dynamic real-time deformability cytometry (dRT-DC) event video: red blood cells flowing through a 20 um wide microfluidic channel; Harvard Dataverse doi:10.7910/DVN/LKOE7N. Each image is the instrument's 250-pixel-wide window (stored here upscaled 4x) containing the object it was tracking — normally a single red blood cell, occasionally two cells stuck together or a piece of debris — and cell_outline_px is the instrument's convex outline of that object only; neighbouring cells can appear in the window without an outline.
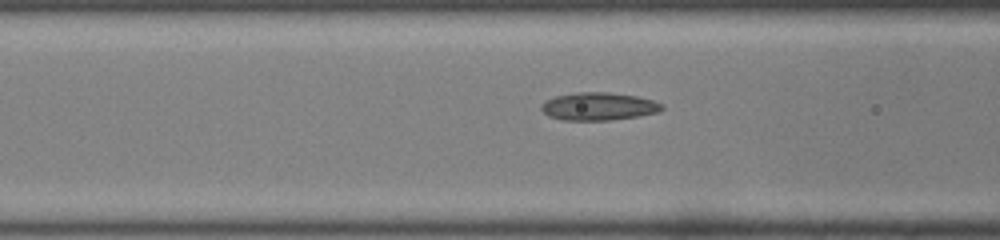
{"species": "common noctule bat (a hibernating species)", "species_latin": "Nyctalus noctula", "temperature_condition": "room temperature", "stored_images_in_passage": 26, "camera_frame_rate_fps": 3000, "um_per_image_px": 0.085, "animal": {"sex": "male", "body_mass_g": 19.0, "forearm_length_mm": 50.8}, "frame": {"image": 1, "passage_image": 5, "time_ms": 1.333, "image_size_px": [1000, 240], "cell_outline_px": [[664, 108], [660, 112], [640, 116], [608, 120], [564, 120], [548, 116], [540, 108], [540, 104], [544, 100], [556, 96], [576, 92], [608, 92], [636, 96], [652, 100], [664, 104]], "centroid_in_image_um": [50.88, 9.04], "position_along_channel_um": 115.7, "area_um2": 19.71}}
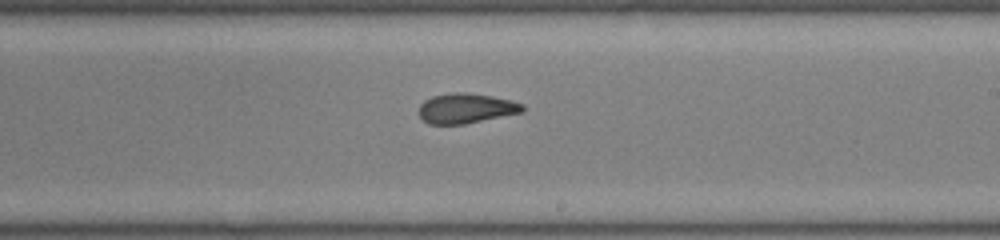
{"frame": {"image": 2, "passage_image": 15, "time_ms": 4.667, "image_size_px": [1000, 240], "cell_outline_px": [[524, 112], [464, 124], [428, 124], [420, 116], [420, 104], [424, 100], [432, 96], [452, 92], [464, 92], [492, 96], [524, 104]], "centroid_in_image_um": [39.61, 9.2], "position_along_channel_um": 249.4, "area_um2": 18.03}}
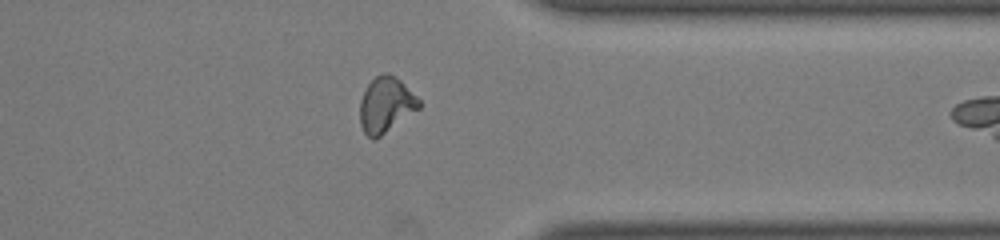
{"frame": {"image": 3, "passage_image": 25, "time_ms": 8.0, "image_size_px": [1000, 240], "cell_outline_px": [[420, 108], [380, 136], [372, 140], [364, 132], [360, 124], [360, 100], [368, 84], [376, 76], [384, 72], [388, 72], [396, 76], [420, 100]], "centroid_in_image_um": [32.79, 8.9], "position_along_channel_um": 378.6, "area_um2": 18.96}}